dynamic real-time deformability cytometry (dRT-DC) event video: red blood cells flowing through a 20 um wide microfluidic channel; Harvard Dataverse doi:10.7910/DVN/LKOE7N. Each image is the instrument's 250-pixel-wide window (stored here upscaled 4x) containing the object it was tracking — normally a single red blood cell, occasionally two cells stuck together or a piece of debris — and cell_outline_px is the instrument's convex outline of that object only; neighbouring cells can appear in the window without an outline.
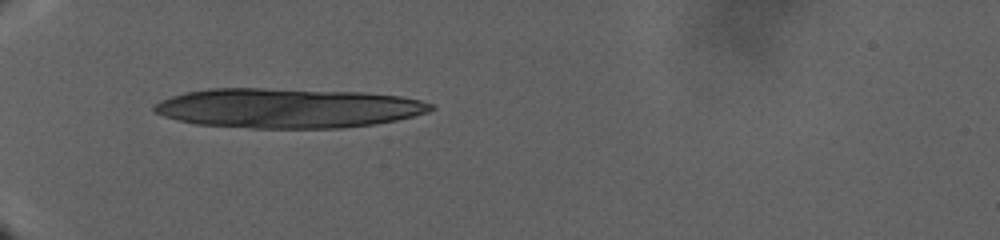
{"species": "human", "species_latin": "Homo sapiens", "temperature_condition": "warm", "stored_images_in_passage": 44, "camera_frame_rate_fps": 3000, "um_per_image_px": 0.085, "donor": {"sex": "male"}, "frame": {"image": 1, "passage_image": 1, "time_ms": 0.0, "image_size_px": [1000, 240], "cell_outline_px": [[436, 108], [428, 112], [396, 120], [376, 124], [344, 128], [248, 128], [196, 124], [176, 120], [164, 116], [156, 112], [152, 108], [160, 100], [184, 92], [208, 88], [264, 88], [364, 92], [400, 96], [420, 100], [432, 104]], "centroid_in_image_um": [24.45, 9.19], "position_along_channel_um": 60.5, "area_um2": 64.27}}
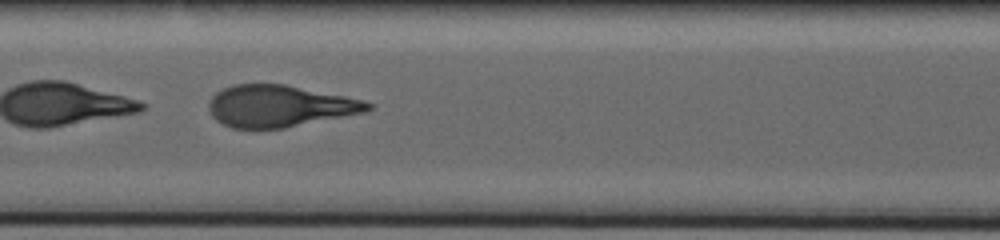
{"frame": {"image": 2, "passage_image": 15, "time_ms": 9.667, "image_size_px": [1000, 240], "cell_outline_px": [[376, 104], [368, 112], [284, 128], [232, 128], [216, 120], [212, 116], [208, 108], [208, 104], [212, 96], [216, 92], [232, 84], [284, 84], [364, 100]], "centroid_in_image_um": [23.79, 9.02], "position_along_channel_um": 183.6, "area_um2": 38.78}}
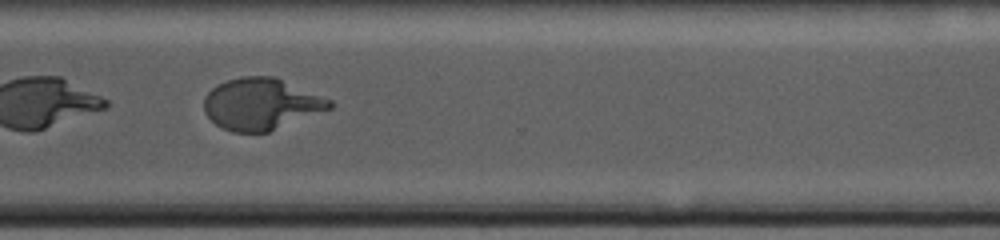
{"frame": {"image": 3, "passage_image": 31, "time_ms": 20.0, "image_size_px": [1000, 240], "cell_outline_px": [[332, 108], [268, 132], [232, 132], [220, 128], [204, 112], [204, 96], [216, 84], [240, 76], [276, 76], [332, 100]], "centroid_in_image_um": [22.18, 8.83], "position_along_channel_um": 348.4, "area_um2": 37.92}}